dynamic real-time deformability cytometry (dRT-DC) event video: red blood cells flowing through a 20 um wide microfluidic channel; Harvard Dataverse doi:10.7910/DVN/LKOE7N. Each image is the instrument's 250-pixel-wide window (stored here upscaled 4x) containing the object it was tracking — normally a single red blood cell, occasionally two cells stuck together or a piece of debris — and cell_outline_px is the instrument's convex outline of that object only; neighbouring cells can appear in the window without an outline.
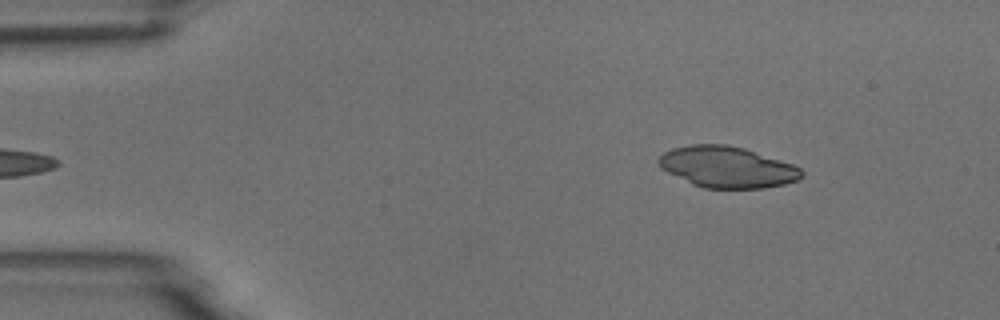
{"species": "common noctule bat (a hibernating species)", "species_latin": "Nyctalus noctula", "temperature_condition": "room temperature", "stored_images_in_passage": 3, "camera_frame_rate_fps": 3000, "um_per_image_px": 0.085, "animal": {"sex": "male", "body_mass_g": 18.8}, "frame": {"image": 1, "passage_image": 1, "time_ms": 0.0, "image_size_px": [1000, 320], "cell_outline_px": [[804, 176], [796, 180], [784, 184], [764, 188], [704, 188], [692, 184], [660, 168], [656, 160], [664, 152], [672, 148], [692, 144], [728, 144], [744, 148], [792, 164], [800, 168], [804, 172]], "centroid_in_image_um": [61.79, 14.19], "position_along_channel_um": 23.2, "area_um2": 34.28}}